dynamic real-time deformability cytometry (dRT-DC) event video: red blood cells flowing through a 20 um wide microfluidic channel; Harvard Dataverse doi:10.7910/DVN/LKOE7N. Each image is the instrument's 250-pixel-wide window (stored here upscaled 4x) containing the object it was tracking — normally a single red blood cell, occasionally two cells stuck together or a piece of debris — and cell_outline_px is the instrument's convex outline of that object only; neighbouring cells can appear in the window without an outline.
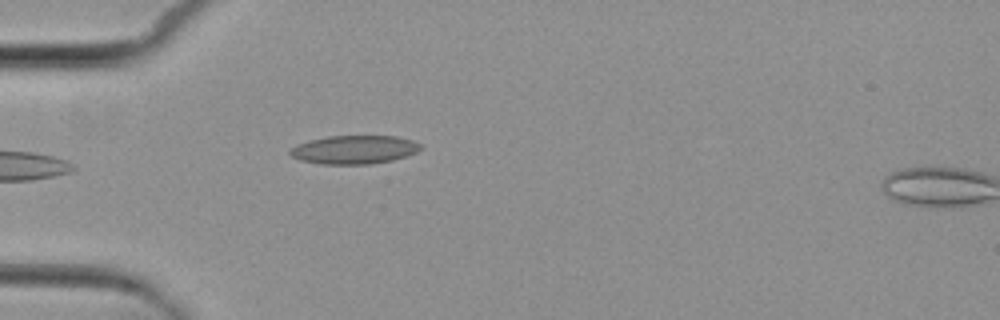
{"species": "common noctule bat (a hibernating species)", "species_latin": "Nyctalus noctula", "temperature_condition": "cold", "stored_images_in_passage": 6, "camera_frame_rate_fps": 3000, "um_per_image_px": 0.085, "animal": {"sex": "female", "body_mass_g": 29.2, "forearm_length_mm": 56.3}, "frame": {"image": 1, "passage_image": 6, "time_ms": 6.0, "image_size_px": [1000, 320], "cell_outline_px": [[424, 148], [416, 152], [392, 160], [372, 164], [320, 164], [300, 160], [292, 156], [288, 152], [296, 144], [308, 140], [328, 136], [396, 136], [412, 140], [424, 144]], "centroid_in_image_um": [30.13, 12.71], "position_along_channel_um": 54.9, "area_um2": 21.85}}